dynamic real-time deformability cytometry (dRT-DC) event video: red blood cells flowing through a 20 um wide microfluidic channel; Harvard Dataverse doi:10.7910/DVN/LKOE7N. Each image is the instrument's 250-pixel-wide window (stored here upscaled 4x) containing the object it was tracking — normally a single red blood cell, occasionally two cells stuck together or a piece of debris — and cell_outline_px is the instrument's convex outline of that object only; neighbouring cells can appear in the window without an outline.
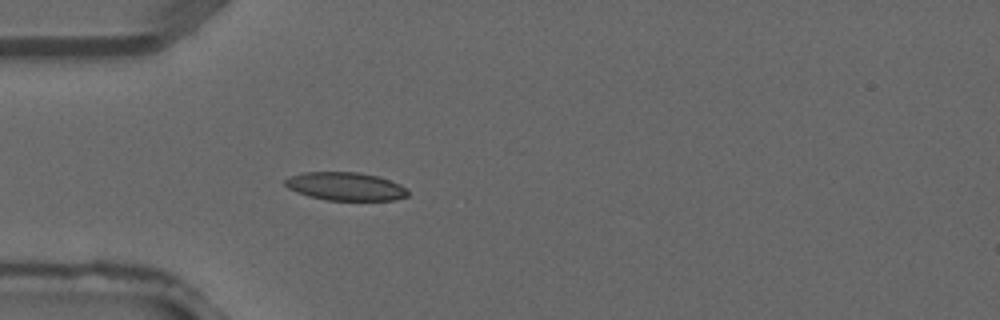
{"species": "common noctule bat (a hibernating species)", "species_latin": "Nyctalus noctula", "temperature_condition": "warm", "stored_images_in_passage": 2, "camera_frame_rate_fps": 3000, "um_per_image_px": 0.085, "animal": {"sex": "male", "forearm_length_mm": 52.5}, "frame": {"image": 1, "passage_image": 2, "time_ms": 0.333, "image_size_px": [1000, 320], "cell_outline_px": [[408, 196], [396, 200], [324, 200], [308, 196], [296, 192], [288, 188], [284, 184], [284, 180], [288, 176], [304, 172], [356, 172], [376, 176], [400, 184], [408, 188]], "centroid_in_image_um": [29.34, 15.85], "position_along_channel_um": 55.7, "area_um2": 20.29}}